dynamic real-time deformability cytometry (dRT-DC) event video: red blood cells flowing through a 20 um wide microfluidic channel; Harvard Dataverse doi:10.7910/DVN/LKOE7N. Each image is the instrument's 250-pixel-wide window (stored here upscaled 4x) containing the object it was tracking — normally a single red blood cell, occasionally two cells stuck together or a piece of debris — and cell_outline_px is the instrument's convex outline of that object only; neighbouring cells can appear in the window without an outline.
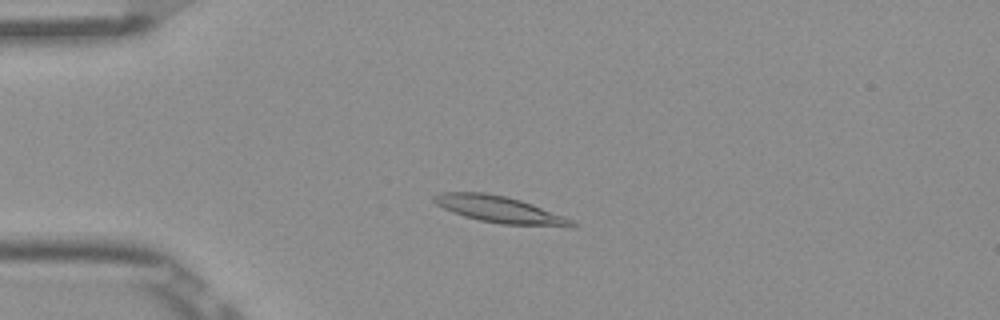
{"species": "Egyptian fruit bat (a non-hibernating species)", "species_latin": "Rousettus aegyptiacus", "temperature_condition": "room temperature", "stored_images_in_passage": 51, "camera_frame_rate_fps": 3000, "um_per_image_px": 0.085, "frame": {"image": 1, "passage_image": 11, "time_ms": 3.333, "image_size_px": [1000, 320], "cell_outline_px": [[580, 224], [576, 228], [572, 228], [500, 224], [480, 220], [464, 216], [444, 208], [436, 204], [432, 200], [432, 196], [440, 192], [484, 192], [504, 196], [520, 200], [532, 204], [564, 216]], "centroid_in_image_um": [42.55, 17.83], "position_along_channel_um": 42.4, "area_um2": 21.68}}
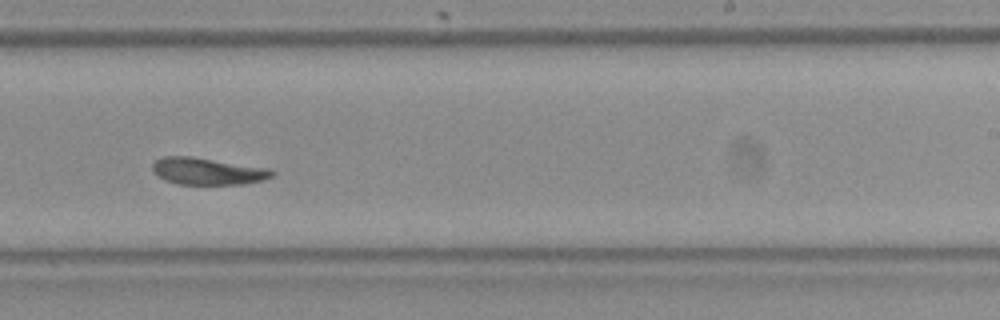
{"frame": {"image": 2, "passage_image": 31, "time_ms": 10.0, "image_size_px": [1000, 320], "cell_outline_px": [[276, 172], [272, 176], [264, 180], [244, 184], [176, 184], [164, 180], [156, 176], [152, 172], [152, 164], [156, 160], [164, 156], [192, 156], [268, 168]], "centroid_in_image_um": [17.61, 14.55], "position_along_channel_um": 271.4, "area_um2": 18.96}}
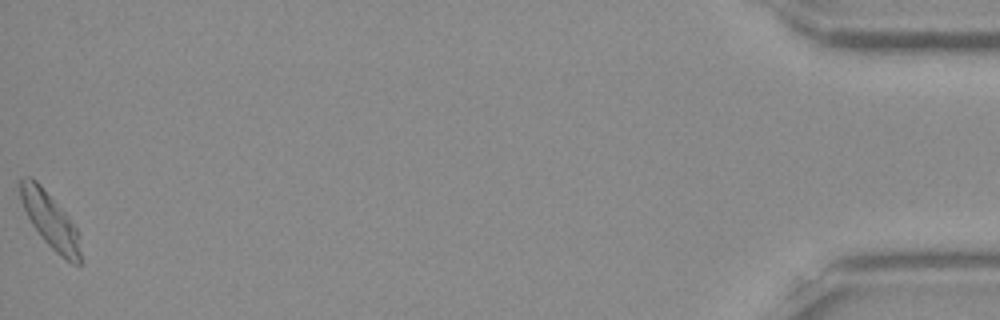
{"frame": {"image": 3, "passage_image": 51, "time_ms": 16.667, "image_size_px": [1000, 320], "cell_outline_px": [[80, 264], [72, 264], [60, 256], [44, 240], [32, 224], [20, 200], [20, 180], [24, 176], [32, 176], [40, 184], [68, 216], [76, 228], [80, 236]], "centroid_in_image_um": [4.27, 18.72], "position_along_channel_um": 430.9, "area_um2": 19.25}, "authors_computed_cell_mechanics": {"area_um2": 19.2474, "velocity_mm_per_s": 3.8374, "shape_relaxation_time_tau1_ms": 5.4338, "shape_relaxation_time_tau2_ms": 6.5786, "deformation_change_tau1": 0.2068, "deformation_change_tau2": 0.1281}}